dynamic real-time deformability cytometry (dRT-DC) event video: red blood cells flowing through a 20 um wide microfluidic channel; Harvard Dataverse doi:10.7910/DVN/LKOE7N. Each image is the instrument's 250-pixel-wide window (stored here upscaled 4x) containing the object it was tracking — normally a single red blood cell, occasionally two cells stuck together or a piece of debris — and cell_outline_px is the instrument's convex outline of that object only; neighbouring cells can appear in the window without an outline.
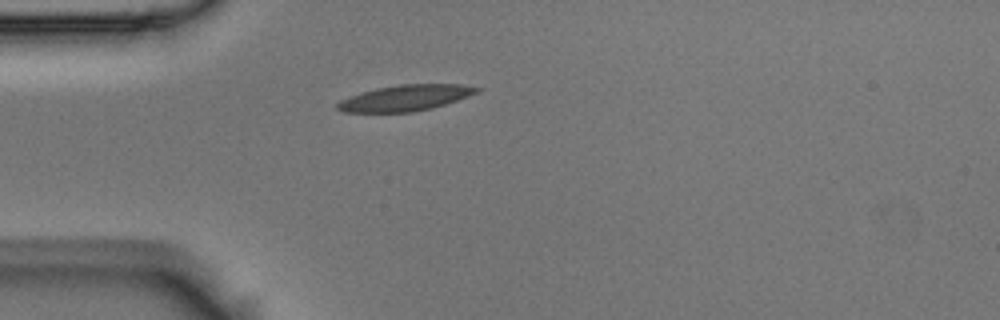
{"species": "Egyptian fruit bat (a non-hibernating species)", "species_latin": "Rousettus aegyptiacus", "temperature_condition": "room temperature", "stored_images_in_passage": 2, "camera_frame_rate_fps": 3000, "um_per_image_px": 0.085, "animal": {"sex": "male"}, "frame": {"image": 1, "passage_image": 1, "time_ms": 0.0, "image_size_px": [1000, 320], "cell_outline_px": [[480, 88], [476, 92], [456, 100], [432, 108], [412, 112], [344, 112], [336, 108], [336, 104], [340, 100], [348, 96], [360, 92], [376, 88], [400, 84], [460, 84]], "centroid_in_image_um": [34.37, 8.32], "position_along_channel_um": 50.6, "area_um2": 20.87}}